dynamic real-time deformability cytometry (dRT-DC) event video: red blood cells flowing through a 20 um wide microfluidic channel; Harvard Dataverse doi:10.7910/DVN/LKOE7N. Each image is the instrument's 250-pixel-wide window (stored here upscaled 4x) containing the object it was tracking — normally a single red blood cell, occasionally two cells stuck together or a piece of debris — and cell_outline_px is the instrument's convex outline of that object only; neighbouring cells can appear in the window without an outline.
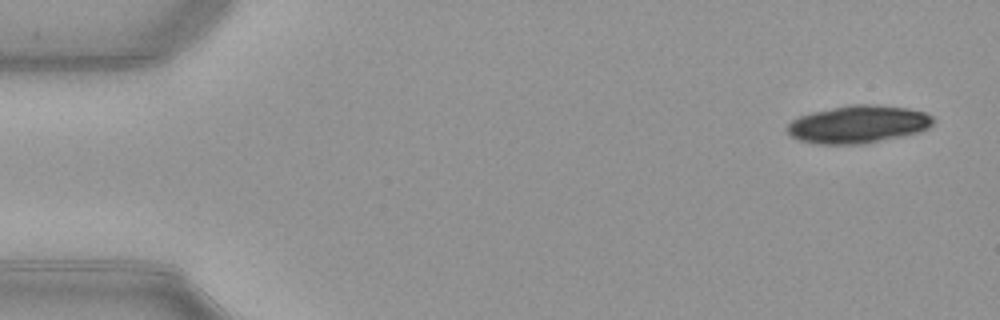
{"species": "common noctule bat (a hibernating species)", "species_latin": "Nyctalus noctula", "temperature_condition": "warm", "stored_images_in_passage": 22, "camera_frame_rate_fps": 3000, "um_per_image_px": 0.085, "animal": {"sex": "female", "body_mass_g": 21.9}, "frame": {"image": 1, "passage_image": 1, "time_ms": 0.0, "image_size_px": [1000, 320], "cell_outline_px": [[932, 124], [928, 128], [920, 132], [864, 144], [816, 144], [800, 140], [788, 136], [784, 128], [792, 120], [800, 116], [812, 112], [848, 104], [876, 104], [908, 108], [924, 112], [932, 116]], "centroid_in_image_um": [72.9, 10.56], "position_along_channel_um": 12.1, "area_um2": 32.31}}
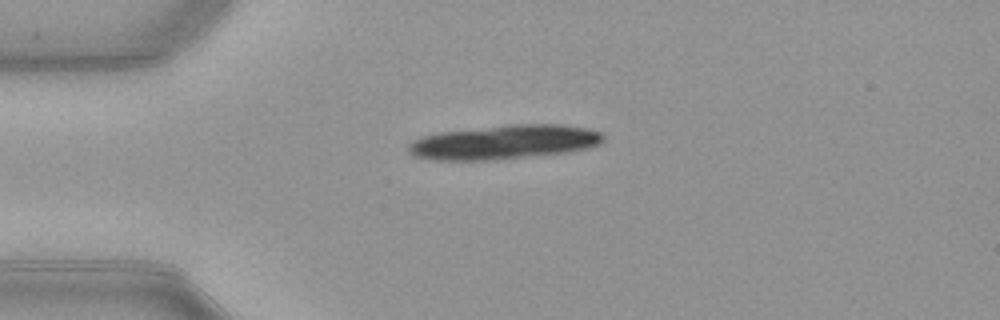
{"frame": {"image": 2, "passage_image": 11, "time_ms": 3.333, "image_size_px": [1000, 320], "cell_outline_px": [[604, 140], [600, 144], [588, 148], [572, 152], [492, 160], [432, 160], [412, 156], [408, 152], [408, 144], [412, 140], [424, 136], [440, 132], [516, 124], [564, 124], [584, 128], [600, 132], [604, 136]], "centroid_in_image_um": [42.86, 12.09], "position_along_channel_um": 42.1, "area_um2": 38.96}}